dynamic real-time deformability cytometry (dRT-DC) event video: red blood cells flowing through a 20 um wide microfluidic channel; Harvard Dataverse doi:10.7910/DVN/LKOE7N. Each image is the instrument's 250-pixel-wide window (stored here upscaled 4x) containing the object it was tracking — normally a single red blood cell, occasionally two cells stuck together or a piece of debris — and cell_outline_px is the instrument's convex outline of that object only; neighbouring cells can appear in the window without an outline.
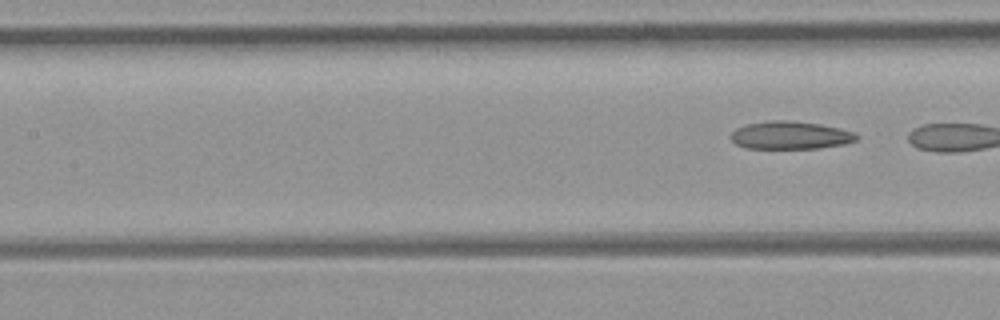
{"species": "common noctule bat (a hibernating species)", "species_latin": "Nyctalus noctula", "temperature_condition": "room temperature", "stored_images_in_passage": 8, "segment_of_instrument_passage": [2, 2], "camera_frame_rate_fps": 3000, "um_per_image_px": 0.085, "animal": {"sex": "female", "body_mass_g": 21.9}, "frame": {"image": 1, "passage_image": 8, "time_ms": 2.333, "image_size_px": [1000, 320], "cell_outline_px": [[860, 136], [856, 140], [844, 144], [816, 148], [744, 148], [736, 144], [732, 140], [732, 132], [736, 128], [748, 124], [772, 120], [788, 120], [820, 124], [840, 128], [852, 132]], "centroid_in_image_um": [67.18, 11.49], "position_along_channel_um": 140.2, "area_um2": 20.23}}